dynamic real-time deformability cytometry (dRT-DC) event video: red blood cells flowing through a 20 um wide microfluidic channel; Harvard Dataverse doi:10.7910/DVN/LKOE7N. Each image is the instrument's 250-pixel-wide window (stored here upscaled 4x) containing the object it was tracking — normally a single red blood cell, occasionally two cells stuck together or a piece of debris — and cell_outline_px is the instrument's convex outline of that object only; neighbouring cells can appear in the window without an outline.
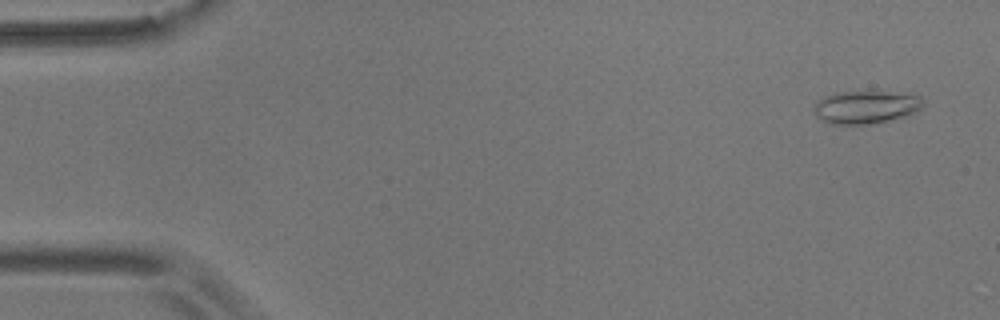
{"species": "common noctule bat (a hibernating species)", "species_latin": "Nyctalus noctula", "temperature_condition": "room temperature", "stored_images_in_passage": 45, "camera_frame_rate_fps": 3000, "um_per_image_px": 0.085, "animal": {"sex": "male", "body_mass_g": 17.9}, "frame": {"image": 1, "passage_image": 3, "time_ms": 0.667, "image_size_px": [1000, 320], "cell_outline_px": [[924, 108], [912, 116], [876, 124], [828, 124], [820, 120], [812, 112], [816, 104], [824, 96], [836, 92], [868, 88], [920, 96], [924, 100]], "centroid_in_image_um": [73.67, 9.08], "position_along_channel_um": 11.3, "area_um2": 22.43}}
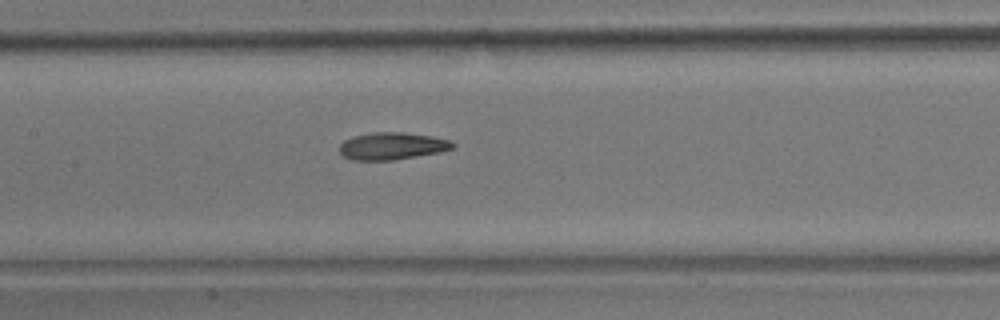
{"frame": {"image": 2, "passage_image": 26, "time_ms": 8.333, "image_size_px": [1000, 320], "cell_outline_px": [[456, 144], [452, 148], [440, 152], [396, 160], [352, 160], [344, 156], [340, 152], [340, 144], [344, 140], [352, 136], [372, 132], [400, 132], [432, 136], [448, 140]], "centroid_in_image_um": [33.31, 12.41], "position_along_channel_um": 174.1, "area_um2": 17.98}}
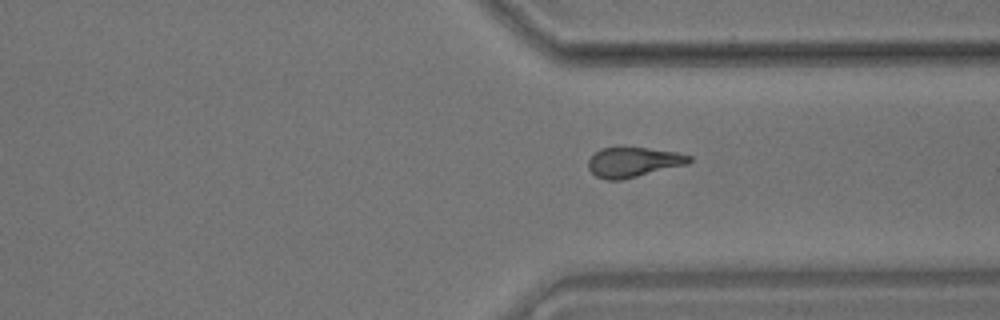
{"frame": {"image": 3, "passage_image": 41, "time_ms": 13.333, "image_size_px": [1000, 320], "cell_outline_px": [[692, 160], [688, 164], [620, 180], [604, 180], [596, 176], [588, 168], [588, 160], [600, 148], [648, 148], [676, 152], [692, 156]], "centroid_in_image_um": [53.84, 13.79], "position_along_channel_um": 357.6, "area_um2": 17.4}}